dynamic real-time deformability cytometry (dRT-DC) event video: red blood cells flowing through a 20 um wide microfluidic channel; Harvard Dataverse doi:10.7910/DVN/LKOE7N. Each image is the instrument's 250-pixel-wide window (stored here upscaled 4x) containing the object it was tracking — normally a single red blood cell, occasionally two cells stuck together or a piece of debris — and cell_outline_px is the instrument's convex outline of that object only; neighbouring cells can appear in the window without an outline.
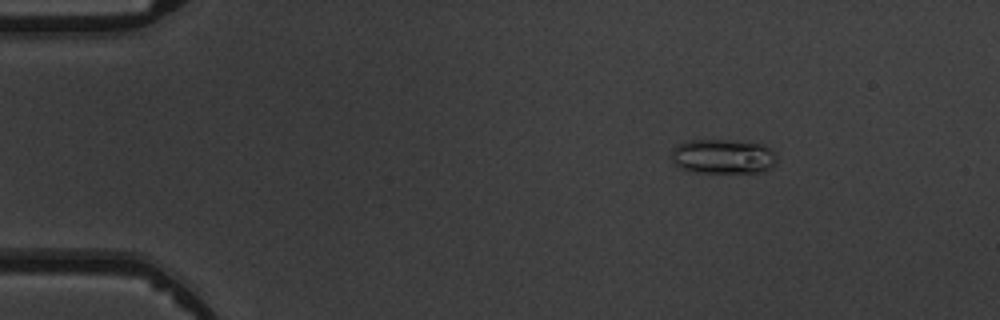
{"species": "common noctule bat (a hibernating species)", "species_latin": "Nyctalus noctula", "temperature_condition": "warm", "stored_images_in_passage": 4, "camera_frame_rate_fps": 3000, "um_per_image_px": 0.085, "animal": {"sex": "male", "body_mass_g": 19.5, "forearm_length_mm": 54.6}, "frame": {"image": 1, "passage_image": 2, "time_ms": 1.0, "image_size_px": [1000, 320], "cell_outline_px": [[776, 164], [772, 168], [764, 172], [696, 172], [680, 168], [672, 160], [672, 148], [676, 144], [688, 140], [728, 140], [764, 144], [776, 156]], "centroid_in_image_um": [61.45, 13.29], "position_along_channel_um": 23.5, "area_um2": 21.33}}